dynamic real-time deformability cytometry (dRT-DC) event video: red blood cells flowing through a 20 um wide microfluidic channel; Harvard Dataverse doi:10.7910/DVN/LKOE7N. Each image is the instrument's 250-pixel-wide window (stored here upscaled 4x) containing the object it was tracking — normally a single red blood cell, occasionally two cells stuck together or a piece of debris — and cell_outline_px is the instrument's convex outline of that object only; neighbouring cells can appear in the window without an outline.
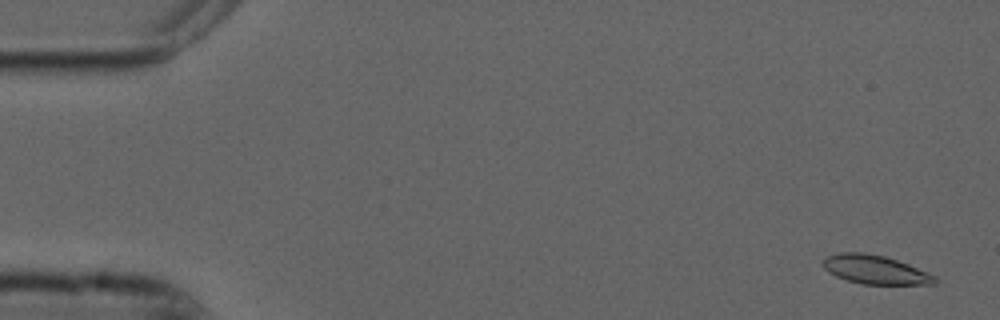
{"species": "common noctule bat (a hibernating species)", "species_latin": "Nyctalus noctula", "temperature_condition": "cold", "stored_images_in_passage": 56, "camera_frame_rate_fps": 3000, "um_per_image_px": 0.085, "animal": {"sex": "male", "forearm_length_mm": 52.5}, "frame": {"image": 1, "passage_image": 3, "time_ms": 0.667, "image_size_px": [1000, 320], "cell_outline_px": [[936, 284], [864, 284], [848, 280], [836, 276], [828, 272], [820, 264], [828, 256], [840, 252], [864, 252], [884, 256], [908, 264], [936, 276]], "centroid_in_image_um": [74.36, 22.91], "position_along_channel_um": 10.6, "area_um2": 18.61}}
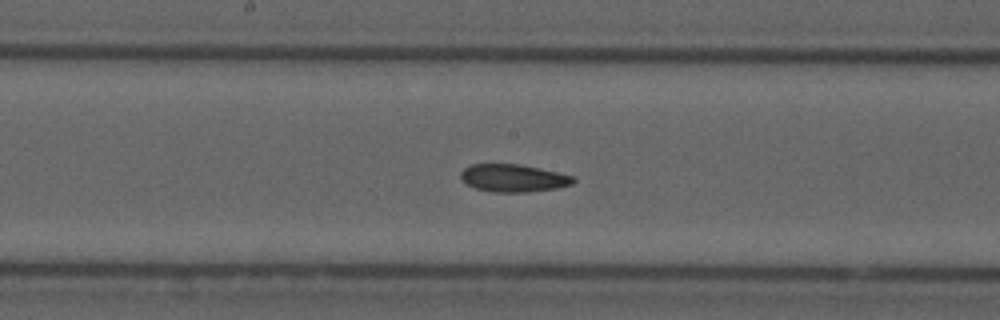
{"frame": {"image": 2, "passage_image": 29, "time_ms": 9.333, "image_size_px": [1000, 320], "cell_outline_px": [[576, 180], [572, 184], [556, 188], [524, 192], [492, 192], [476, 188], [468, 184], [460, 176], [460, 172], [464, 168], [472, 164], [520, 164], [576, 176]], "centroid_in_image_um": [43.66, 15.13], "position_along_channel_um": 204.5, "area_um2": 18.03}}
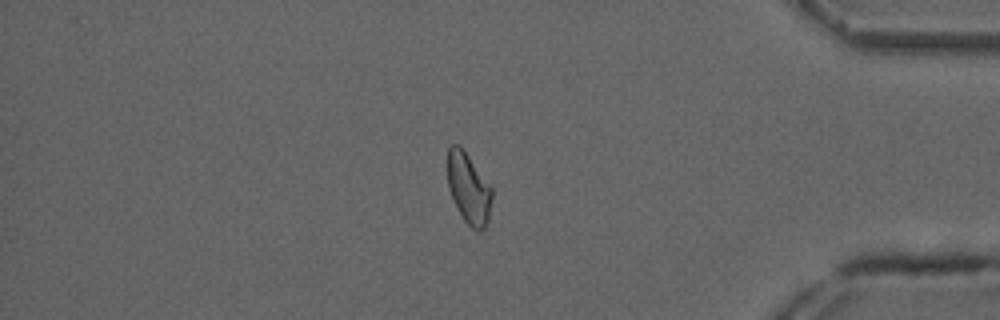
{"frame": {"image": 3, "passage_image": 47, "time_ms": 15.333, "image_size_px": [1000, 320], "cell_outline_px": [[492, 200], [488, 220], [484, 228], [480, 232], [476, 232], [464, 220], [448, 188], [448, 148], [452, 144], [460, 144], [492, 188]], "centroid_in_image_um": [39.84, 16.01], "position_along_channel_um": 395.4, "area_um2": 18.15}, "authors_computed_cell_mechanics": {"area_um2": 18.6983, "velocity_mm_per_s": 3.7206, "shape_relaxation_time_tau1_ms": null, "shape_relaxation_time_tau2_ms": 5.0709, "deformation_change_tau1": null, "deformation_change_tau2": 0.1243}}